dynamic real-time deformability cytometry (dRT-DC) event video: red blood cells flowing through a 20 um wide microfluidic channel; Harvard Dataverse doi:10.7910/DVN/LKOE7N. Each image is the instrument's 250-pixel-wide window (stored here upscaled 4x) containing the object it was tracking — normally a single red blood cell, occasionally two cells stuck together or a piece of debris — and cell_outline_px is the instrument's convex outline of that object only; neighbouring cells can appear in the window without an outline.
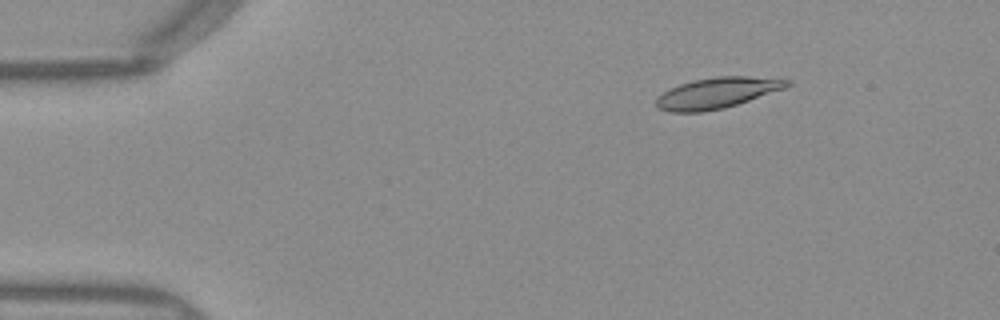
{"species": "Egyptian fruit bat (a non-hibernating species)", "species_latin": "Rousettus aegyptiacus", "temperature_condition": "warm", "stored_images_in_passage": 50, "camera_frame_rate_fps": 3000, "um_per_image_px": 0.085, "frame": {"image": 1, "passage_image": 7, "time_ms": 2.0, "image_size_px": [1000, 320], "cell_outline_px": [[792, 84], [784, 88], [724, 108], [704, 112], [672, 112], [656, 108], [656, 96], [680, 84], [692, 80], [716, 76], [748, 76], [792, 80]], "centroid_in_image_um": [60.92, 7.9], "position_along_channel_um": 24.1, "area_um2": 23.35}}
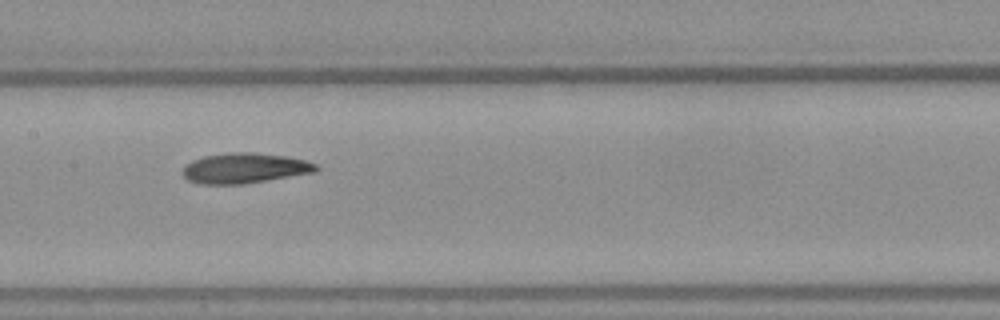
{"frame": {"image": 2, "passage_image": 25, "time_ms": 8.0, "image_size_px": [1000, 320], "cell_outline_px": [[320, 168], [316, 172], [244, 184], [200, 184], [188, 180], [180, 172], [184, 164], [192, 160], [204, 156], [232, 152], [252, 152], [284, 156], [304, 160], [316, 164]], "centroid_in_image_um": [20.75, 14.3], "position_along_channel_um": 186.6, "area_um2": 23.64}}
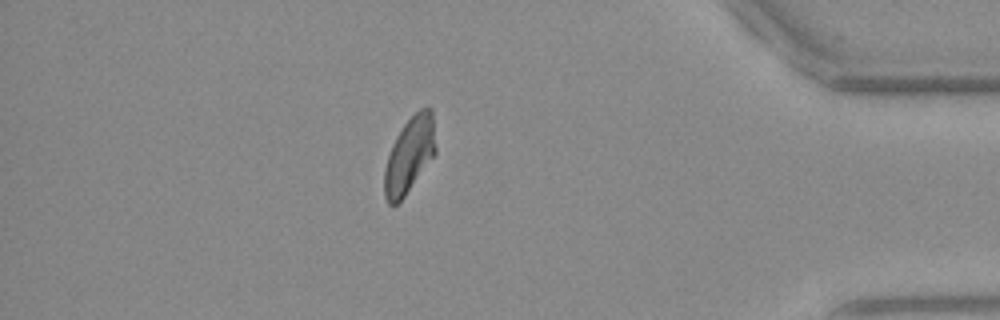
{"frame": {"image": 3, "passage_image": 44, "time_ms": 14.333, "image_size_px": [1000, 320], "cell_outline_px": [[436, 152], [404, 196], [396, 204], [388, 204], [384, 196], [384, 168], [392, 144], [396, 136], [404, 124], [420, 108], [432, 108], [436, 148]], "centroid_in_image_um": [34.79, 13.16], "position_along_channel_um": 400.4, "area_um2": 22.31}, "authors_computed_cell_mechanics": {"area_um2": 23.0911, "velocity_mm_per_s": 3.9812, "shape_relaxation_time_tau1_ms": 6.7323, "shape_relaxation_time_tau2_ms": 4.2592, "deformation_change_tau1": 0.2179, "deformation_change_tau2": 0.1209}}